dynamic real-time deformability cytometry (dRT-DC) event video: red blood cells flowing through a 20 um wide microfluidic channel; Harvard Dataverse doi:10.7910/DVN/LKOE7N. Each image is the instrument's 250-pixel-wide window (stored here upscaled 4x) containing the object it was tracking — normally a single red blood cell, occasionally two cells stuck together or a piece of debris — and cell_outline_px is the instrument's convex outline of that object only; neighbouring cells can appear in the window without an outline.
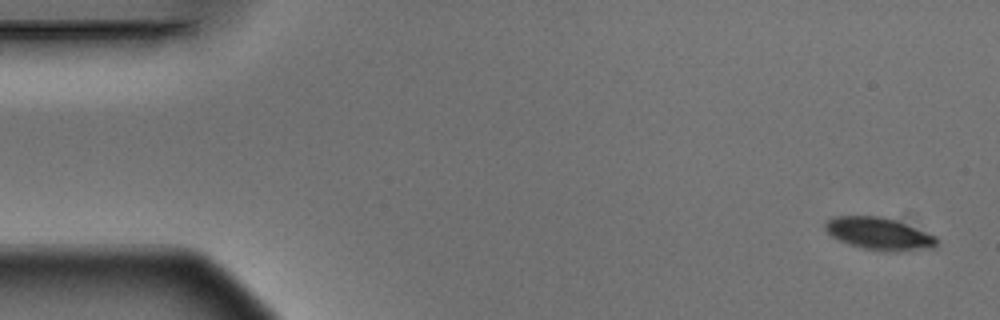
{"species": "Egyptian fruit bat (a non-hibernating species)", "species_latin": "Rousettus aegyptiacus", "temperature_condition": "warm", "stored_images_in_passage": 6, "camera_frame_rate_fps": 3000, "um_per_image_px": 0.085, "animal": {"sex": "male"}, "frame": {"image": 1, "passage_image": 1, "time_ms": 0.0, "image_size_px": [1000, 320], "cell_outline_px": [[936, 244], [932, 248], [896, 252], [884, 252], [864, 248], [840, 240], [832, 236], [824, 228], [824, 224], [832, 216], [876, 216], [896, 220], [936, 236]], "centroid_in_image_um": [74.72, 19.87], "position_along_channel_um": 10.3, "area_um2": 20.81}}
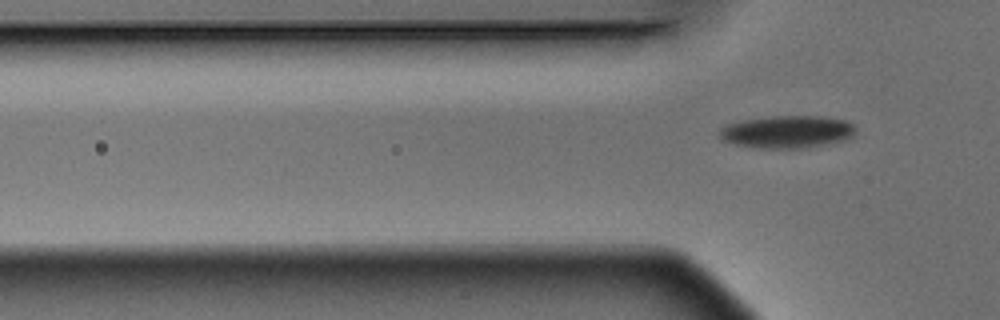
{"frame": {"image": 2, "passage_image": 6, "time_ms": 1.667, "image_size_px": [1000, 320], "cell_outline_px": [[856, 132], [852, 136], [844, 140], [824, 144], [800, 148], [760, 148], [736, 144], [724, 140], [720, 136], [720, 128], [728, 124], [744, 120], [772, 116], [824, 116], [844, 120], [852, 124], [856, 128]], "centroid_in_image_um": [66.93, 11.19], "position_along_channel_um": 58.9, "area_um2": 25.49}}